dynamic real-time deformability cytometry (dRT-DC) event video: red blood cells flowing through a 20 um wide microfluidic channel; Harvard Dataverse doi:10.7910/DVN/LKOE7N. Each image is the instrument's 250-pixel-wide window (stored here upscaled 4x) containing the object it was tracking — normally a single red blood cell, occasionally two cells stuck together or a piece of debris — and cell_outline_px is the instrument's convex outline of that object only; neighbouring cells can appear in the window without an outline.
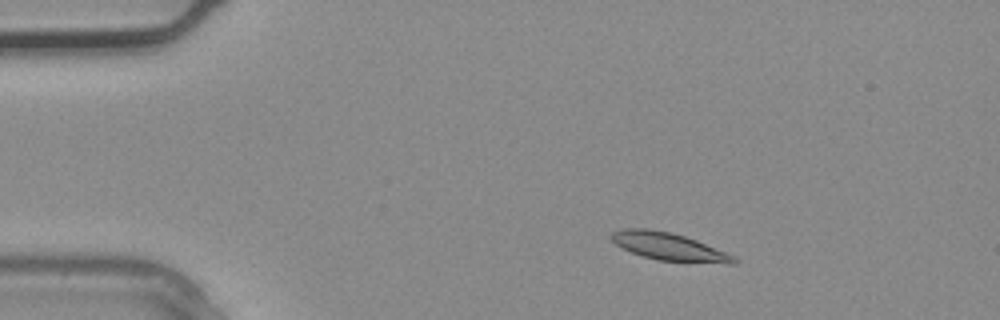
{"species": "common noctule bat (a hibernating species)", "species_latin": "Nyctalus noctula", "temperature_condition": "warm", "stored_images_in_passage": 2, "camera_frame_rate_fps": 3000, "um_per_image_px": 0.085, "animal": {"sex": "male", "body_mass_g": 20.4}, "frame": {"image": 1, "passage_image": 1, "time_ms": 0.0, "image_size_px": [1000, 320], "cell_outline_px": [[740, 260], [736, 264], [728, 264], [656, 260], [632, 252], [616, 244], [608, 236], [612, 232], [624, 228], [648, 228], [672, 232], [696, 240], [736, 256]], "centroid_in_image_um": [56.9, 20.96], "position_along_channel_um": 28.1, "area_um2": 19.88}}